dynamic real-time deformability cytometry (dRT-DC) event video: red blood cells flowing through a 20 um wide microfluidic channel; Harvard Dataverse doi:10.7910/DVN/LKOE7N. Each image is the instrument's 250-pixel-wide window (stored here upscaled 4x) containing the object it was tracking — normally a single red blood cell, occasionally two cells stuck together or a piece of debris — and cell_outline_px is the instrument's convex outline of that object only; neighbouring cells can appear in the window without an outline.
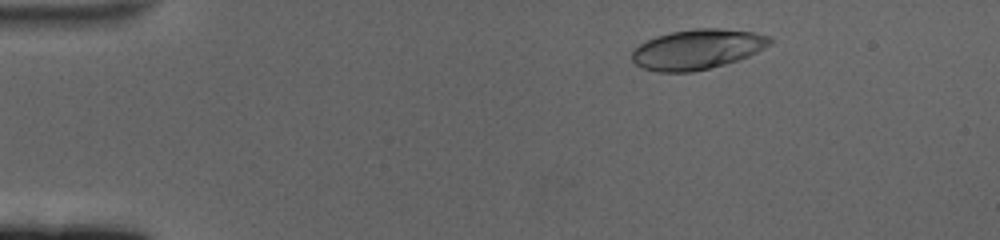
{"species": "human", "species_latin": "Homo sapiens", "temperature_condition": "cold", "stored_images_in_passage": 58, "camera_frame_rate_fps": 3000, "um_per_image_px": 0.085, "donor": {"sex": "female"}, "frame": {"image": 1, "passage_image": 7, "time_ms": 2.0, "image_size_px": [1000, 240], "cell_outline_px": [[776, 40], [772, 44], [748, 56], [724, 64], [692, 72], [656, 72], [644, 68], [636, 64], [632, 60], [632, 52], [640, 44], [656, 36], [672, 32], [696, 28], [720, 28], [756, 32], [768, 36]], "centroid_in_image_um": [59.31, 4.18], "position_along_channel_um": 25.7, "area_um2": 32.08}}
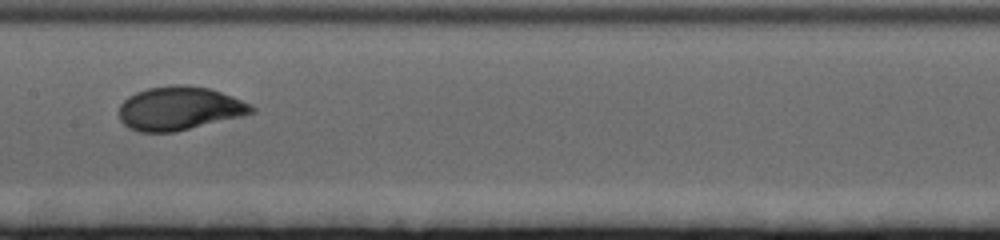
{"frame": {"image": 2, "passage_image": 29, "time_ms": 9.333, "image_size_px": [1000, 240], "cell_outline_px": [[256, 112], [176, 132], [140, 132], [128, 128], [120, 120], [120, 104], [128, 96], [136, 92], [148, 88], [176, 84], [188, 84], [208, 88], [232, 96], [252, 104], [256, 108]], "centroid_in_image_um": [15.25, 9.21], "position_along_channel_um": 192.2, "area_um2": 33.7}}
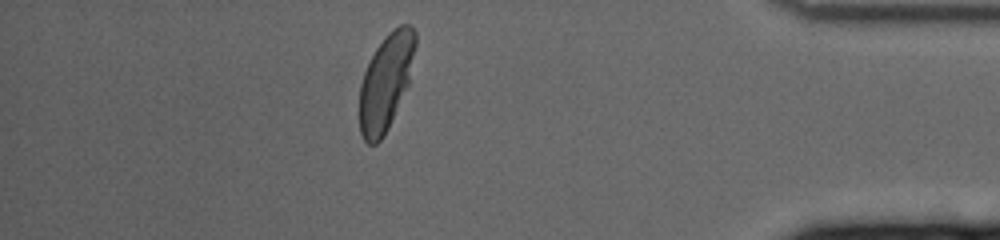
{"frame": {"image": 3, "passage_image": 51, "time_ms": 16.667, "image_size_px": [1000, 240], "cell_outline_px": [[416, 44], [408, 84], [388, 128], [384, 136], [376, 144], [368, 144], [364, 140], [360, 132], [360, 84], [364, 72], [376, 48], [384, 36], [388, 32], [400, 24], [408, 24], [416, 32]], "centroid_in_image_um": [32.8, 6.95], "position_along_channel_um": 402.4, "area_um2": 30.98}, "authors_computed_cell_mechanics": {"area_um2": 32.4836, "velocity_mm_per_s": 3.354, "shape_relaxation_time_tau1_ms": 3.1721, "shape_relaxation_time_tau2_ms": null, "deformation_change_tau1": 0.1713, "deformation_change_tau2": null}}